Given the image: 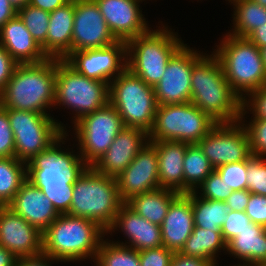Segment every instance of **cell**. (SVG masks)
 Instances as JSON below:
<instances>
[{
  "label": "cell",
  "mask_w": 266,
  "mask_h": 266,
  "mask_svg": "<svg viewBox=\"0 0 266 266\" xmlns=\"http://www.w3.org/2000/svg\"><path fill=\"white\" fill-rule=\"evenodd\" d=\"M119 230L128 240L125 243L120 240L113 242L137 251L158 248L163 245L160 225L149 222L126 203L122 205L113 224L107 229L106 236Z\"/></svg>",
  "instance_id": "44dd1931"
},
{
  "label": "cell",
  "mask_w": 266,
  "mask_h": 266,
  "mask_svg": "<svg viewBox=\"0 0 266 266\" xmlns=\"http://www.w3.org/2000/svg\"><path fill=\"white\" fill-rule=\"evenodd\" d=\"M0 44L18 64L40 63L48 59L18 15L1 27Z\"/></svg>",
  "instance_id": "cb8c5ba5"
},
{
  "label": "cell",
  "mask_w": 266,
  "mask_h": 266,
  "mask_svg": "<svg viewBox=\"0 0 266 266\" xmlns=\"http://www.w3.org/2000/svg\"><path fill=\"white\" fill-rule=\"evenodd\" d=\"M106 230L97 222L60 214L43 232L42 253L57 262L95 260Z\"/></svg>",
  "instance_id": "3957f363"
},
{
  "label": "cell",
  "mask_w": 266,
  "mask_h": 266,
  "mask_svg": "<svg viewBox=\"0 0 266 266\" xmlns=\"http://www.w3.org/2000/svg\"><path fill=\"white\" fill-rule=\"evenodd\" d=\"M17 15L23 21L32 37L42 47L46 54V36L48 32L50 13L40 8L27 4L17 11Z\"/></svg>",
  "instance_id": "e575fe53"
},
{
  "label": "cell",
  "mask_w": 266,
  "mask_h": 266,
  "mask_svg": "<svg viewBox=\"0 0 266 266\" xmlns=\"http://www.w3.org/2000/svg\"><path fill=\"white\" fill-rule=\"evenodd\" d=\"M158 27V29H157ZM184 44L168 26H156L126 42V68L154 87L162 78L172 55Z\"/></svg>",
  "instance_id": "52a82bcc"
},
{
  "label": "cell",
  "mask_w": 266,
  "mask_h": 266,
  "mask_svg": "<svg viewBox=\"0 0 266 266\" xmlns=\"http://www.w3.org/2000/svg\"><path fill=\"white\" fill-rule=\"evenodd\" d=\"M68 1L69 0H29L28 4L50 13L58 7L63 6Z\"/></svg>",
  "instance_id": "681fc988"
},
{
  "label": "cell",
  "mask_w": 266,
  "mask_h": 266,
  "mask_svg": "<svg viewBox=\"0 0 266 266\" xmlns=\"http://www.w3.org/2000/svg\"><path fill=\"white\" fill-rule=\"evenodd\" d=\"M232 90L243 100L249 93L266 86V70L261 50L248 38L223 35L213 49Z\"/></svg>",
  "instance_id": "5b68a950"
},
{
  "label": "cell",
  "mask_w": 266,
  "mask_h": 266,
  "mask_svg": "<svg viewBox=\"0 0 266 266\" xmlns=\"http://www.w3.org/2000/svg\"><path fill=\"white\" fill-rule=\"evenodd\" d=\"M26 177V162L16 157H0V206H8Z\"/></svg>",
  "instance_id": "1f68e13d"
},
{
  "label": "cell",
  "mask_w": 266,
  "mask_h": 266,
  "mask_svg": "<svg viewBox=\"0 0 266 266\" xmlns=\"http://www.w3.org/2000/svg\"><path fill=\"white\" fill-rule=\"evenodd\" d=\"M250 198V192L247 189L244 190H234L227 197L225 203L228 208L233 211H245Z\"/></svg>",
  "instance_id": "bcb514c9"
},
{
  "label": "cell",
  "mask_w": 266,
  "mask_h": 266,
  "mask_svg": "<svg viewBox=\"0 0 266 266\" xmlns=\"http://www.w3.org/2000/svg\"><path fill=\"white\" fill-rule=\"evenodd\" d=\"M74 21V0L50 12L46 36V56L65 59L71 53Z\"/></svg>",
  "instance_id": "484cf974"
},
{
  "label": "cell",
  "mask_w": 266,
  "mask_h": 266,
  "mask_svg": "<svg viewBox=\"0 0 266 266\" xmlns=\"http://www.w3.org/2000/svg\"><path fill=\"white\" fill-rule=\"evenodd\" d=\"M197 144L214 169L251 156L248 135L240 121L217 123Z\"/></svg>",
  "instance_id": "5bb4252c"
},
{
  "label": "cell",
  "mask_w": 266,
  "mask_h": 266,
  "mask_svg": "<svg viewBox=\"0 0 266 266\" xmlns=\"http://www.w3.org/2000/svg\"><path fill=\"white\" fill-rule=\"evenodd\" d=\"M124 127L122 118L110 102L73 124L74 137L78 142L76 148L89 167L105 154Z\"/></svg>",
  "instance_id": "7c38bea8"
},
{
  "label": "cell",
  "mask_w": 266,
  "mask_h": 266,
  "mask_svg": "<svg viewBox=\"0 0 266 266\" xmlns=\"http://www.w3.org/2000/svg\"><path fill=\"white\" fill-rule=\"evenodd\" d=\"M15 142V157L23 162L46 150L66 129L50 114L26 110L5 109Z\"/></svg>",
  "instance_id": "8fae6325"
},
{
  "label": "cell",
  "mask_w": 266,
  "mask_h": 266,
  "mask_svg": "<svg viewBox=\"0 0 266 266\" xmlns=\"http://www.w3.org/2000/svg\"><path fill=\"white\" fill-rule=\"evenodd\" d=\"M247 167L248 159L245 161L224 164L217 167L215 170L219 173L225 184L234 191L247 189Z\"/></svg>",
  "instance_id": "f35d334b"
},
{
  "label": "cell",
  "mask_w": 266,
  "mask_h": 266,
  "mask_svg": "<svg viewBox=\"0 0 266 266\" xmlns=\"http://www.w3.org/2000/svg\"><path fill=\"white\" fill-rule=\"evenodd\" d=\"M94 1L105 18L109 30L118 41L127 42L151 29L140 7L144 0Z\"/></svg>",
  "instance_id": "ac0fdd59"
},
{
  "label": "cell",
  "mask_w": 266,
  "mask_h": 266,
  "mask_svg": "<svg viewBox=\"0 0 266 266\" xmlns=\"http://www.w3.org/2000/svg\"><path fill=\"white\" fill-rule=\"evenodd\" d=\"M18 63L0 44V93L4 90L5 85L10 80Z\"/></svg>",
  "instance_id": "f6af8a7d"
},
{
  "label": "cell",
  "mask_w": 266,
  "mask_h": 266,
  "mask_svg": "<svg viewBox=\"0 0 266 266\" xmlns=\"http://www.w3.org/2000/svg\"><path fill=\"white\" fill-rule=\"evenodd\" d=\"M29 0H9L10 4L18 11L28 4Z\"/></svg>",
  "instance_id": "db71d44e"
},
{
  "label": "cell",
  "mask_w": 266,
  "mask_h": 266,
  "mask_svg": "<svg viewBox=\"0 0 266 266\" xmlns=\"http://www.w3.org/2000/svg\"><path fill=\"white\" fill-rule=\"evenodd\" d=\"M174 252L165 246L139 251L141 266H170Z\"/></svg>",
  "instance_id": "7bdbcfd3"
},
{
  "label": "cell",
  "mask_w": 266,
  "mask_h": 266,
  "mask_svg": "<svg viewBox=\"0 0 266 266\" xmlns=\"http://www.w3.org/2000/svg\"><path fill=\"white\" fill-rule=\"evenodd\" d=\"M194 192L204 199L225 201L232 193V190L225 184L224 180L221 179L219 173L214 170Z\"/></svg>",
  "instance_id": "74e56055"
},
{
  "label": "cell",
  "mask_w": 266,
  "mask_h": 266,
  "mask_svg": "<svg viewBox=\"0 0 266 266\" xmlns=\"http://www.w3.org/2000/svg\"><path fill=\"white\" fill-rule=\"evenodd\" d=\"M123 204L116 178L88 167L74 182L67 214L93 220L107 231Z\"/></svg>",
  "instance_id": "8992f818"
},
{
  "label": "cell",
  "mask_w": 266,
  "mask_h": 266,
  "mask_svg": "<svg viewBox=\"0 0 266 266\" xmlns=\"http://www.w3.org/2000/svg\"><path fill=\"white\" fill-rule=\"evenodd\" d=\"M17 259L10 250L0 245V266H15Z\"/></svg>",
  "instance_id": "f5cc1de1"
},
{
  "label": "cell",
  "mask_w": 266,
  "mask_h": 266,
  "mask_svg": "<svg viewBox=\"0 0 266 266\" xmlns=\"http://www.w3.org/2000/svg\"><path fill=\"white\" fill-rule=\"evenodd\" d=\"M178 194V192L171 189L158 188L136 195L128 200L126 204L149 222L161 225L172 200Z\"/></svg>",
  "instance_id": "83f0119b"
},
{
  "label": "cell",
  "mask_w": 266,
  "mask_h": 266,
  "mask_svg": "<svg viewBox=\"0 0 266 266\" xmlns=\"http://www.w3.org/2000/svg\"><path fill=\"white\" fill-rule=\"evenodd\" d=\"M43 233L8 206H0V245L17 258L42 253Z\"/></svg>",
  "instance_id": "d6986e66"
},
{
  "label": "cell",
  "mask_w": 266,
  "mask_h": 266,
  "mask_svg": "<svg viewBox=\"0 0 266 266\" xmlns=\"http://www.w3.org/2000/svg\"><path fill=\"white\" fill-rule=\"evenodd\" d=\"M116 180L124 203L136 195L160 188L156 148L147 143Z\"/></svg>",
  "instance_id": "e0dca14e"
},
{
  "label": "cell",
  "mask_w": 266,
  "mask_h": 266,
  "mask_svg": "<svg viewBox=\"0 0 266 266\" xmlns=\"http://www.w3.org/2000/svg\"><path fill=\"white\" fill-rule=\"evenodd\" d=\"M256 266H266V264H260V265H256Z\"/></svg>",
  "instance_id": "680465c9"
},
{
  "label": "cell",
  "mask_w": 266,
  "mask_h": 266,
  "mask_svg": "<svg viewBox=\"0 0 266 266\" xmlns=\"http://www.w3.org/2000/svg\"><path fill=\"white\" fill-rule=\"evenodd\" d=\"M0 157H15V142L7 111L0 106Z\"/></svg>",
  "instance_id": "b9f144b4"
},
{
  "label": "cell",
  "mask_w": 266,
  "mask_h": 266,
  "mask_svg": "<svg viewBox=\"0 0 266 266\" xmlns=\"http://www.w3.org/2000/svg\"><path fill=\"white\" fill-rule=\"evenodd\" d=\"M251 223L252 221L244 211L230 210L221 228L222 237L226 244L240 234L241 231L248 228Z\"/></svg>",
  "instance_id": "ab89813d"
},
{
  "label": "cell",
  "mask_w": 266,
  "mask_h": 266,
  "mask_svg": "<svg viewBox=\"0 0 266 266\" xmlns=\"http://www.w3.org/2000/svg\"><path fill=\"white\" fill-rule=\"evenodd\" d=\"M94 266H141L139 251L104 238L97 251Z\"/></svg>",
  "instance_id": "836d02e7"
},
{
  "label": "cell",
  "mask_w": 266,
  "mask_h": 266,
  "mask_svg": "<svg viewBox=\"0 0 266 266\" xmlns=\"http://www.w3.org/2000/svg\"><path fill=\"white\" fill-rule=\"evenodd\" d=\"M252 114L253 118L266 120V86L249 93L242 100L241 115Z\"/></svg>",
  "instance_id": "60d3db41"
},
{
  "label": "cell",
  "mask_w": 266,
  "mask_h": 266,
  "mask_svg": "<svg viewBox=\"0 0 266 266\" xmlns=\"http://www.w3.org/2000/svg\"><path fill=\"white\" fill-rule=\"evenodd\" d=\"M245 118V115H240L239 121L248 135L251 155L266 158V120L251 117L247 121Z\"/></svg>",
  "instance_id": "d590c367"
},
{
  "label": "cell",
  "mask_w": 266,
  "mask_h": 266,
  "mask_svg": "<svg viewBox=\"0 0 266 266\" xmlns=\"http://www.w3.org/2000/svg\"><path fill=\"white\" fill-rule=\"evenodd\" d=\"M194 226L213 232H221L230 209L225 201L209 200L192 191Z\"/></svg>",
  "instance_id": "4dcf8cb0"
},
{
  "label": "cell",
  "mask_w": 266,
  "mask_h": 266,
  "mask_svg": "<svg viewBox=\"0 0 266 266\" xmlns=\"http://www.w3.org/2000/svg\"><path fill=\"white\" fill-rule=\"evenodd\" d=\"M84 76L108 84L126 68V42L100 48L71 52L64 59Z\"/></svg>",
  "instance_id": "2e32d148"
},
{
  "label": "cell",
  "mask_w": 266,
  "mask_h": 266,
  "mask_svg": "<svg viewBox=\"0 0 266 266\" xmlns=\"http://www.w3.org/2000/svg\"><path fill=\"white\" fill-rule=\"evenodd\" d=\"M233 4V27L228 34L247 38L258 26L266 23V8L253 0H226Z\"/></svg>",
  "instance_id": "f546056e"
},
{
  "label": "cell",
  "mask_w": 266,
  "mask_h": 266,
  "mask_svg": "<svg viewBox=\"0 0 266 266\" xmlns=\"http://www.w3.org/2000/svg\"><path fill=\"white\" fill-rule=\"evenodd\" d=\"M147 143L149 138L145 130L125 126L92 168L98 173L116 178Z\"/></svg>",
  "instance_id": "ffe728a7"
},
{
  "label": "cell",
  "mask_w": 266,
  "mask_h": 266,
  "mask_svg": "<svg viewBox=\"0 0 266 266\" xmlns=\"http://www.w3.org/2000/svg\"><path fill=\"white\" fill-rule=\"evenodd\" d=\"M247 38L260 49L266 46V23L258 26Z\"/></svg>",
  "instance_id": "816d5d0a"
},
{
  "label": "cell",
  "mask_w": 266,
  "mask_h": 266,
  "mask_svg": "<svg viewBox=\"0 0 266 266\" xmlns=\"http://www.w3.org/2000/svg\"><path fill=\"white\" fill-rule=\"evenodd\" d=\"M56 59L18 64L0 93V106L51 114L55 103ZM49 110V111H47Z\"/></svg>",
  "instance_id": "277c9868"
},
{
  "label": "cell",
  "mask_w": 266,
  "mask_h": 266,
  "mask_svg": "<svg viewBox=\"0 0 266 266\" xmlns=\"http://www.w3.org/2000/svg\"><path fill=\"white\" fill-rule=\"evenodd\" d=\"M8 207L42 233L60 215L52 201L27 179Z\"/></svg>",
  "instance_id": "7402d4cb"
},
{
  "label": "cell",
  "mask_w": 266,
  "mask_h": 266,
  "mask_svg": "<svg viewBox=\"0 0 266 266\" xmlns=\"http://www.w3.org/2000/svg\"><path fill=\"white\" fill-rule=\"evenodd\" d=\"M226 251L240 260L239 265L266 264V227L252 222L226 244Z\"/></svg>",
  "instance_id": "4316f807"
},
{
  "label": "cell",
  "mask_w": 266,
  "mask_h": 266,
  "mask_svg": "<svg viewBox=\"0 0 266 266\" xmlns=\"http://www.w3.org/2000/svg\"><path fill=\"white\" fill-rule=\"evenodd\" d=\"M223 251L226 253V242L221 232H213L194 226L192 234L186 240L180 253L203 258L214 265L218 264V253Z\"/></svg>",
  "instance_id": "f1b7e54d"
},
{
  "label": "cell",
  "mask_w": 266,
  "mask_h": 266,
  "mask_svg": "<svg viewBox=\"0 0 266 266\" xmlns=\"http://www.w3.org/2000/svg\"><path fill=\"white\" fill-rule=\"evenodd\" d=\"M109 102V84L84 76L64 59H56L55 103L71 109L74 124L82 116L102 108ZM58 106V107H56ZM74 118V119H73Z\"/></svg>",
  "instance_id": "9c48e42d"
},
{
  "label": "cell",
  "mask_w": 266,
  "mask_h": 266,
  "mask_svg": "<svg viewBox=\"0 0 266 266\" xmlns=\"http://www.w3.org/2000/svg\"><path fill=\"white\" fill-rule=\"evenodd\" d=\"M170 266H213V264L200 257L174 252Z\"/></svg>",
  "instance_id": "7dc6e473"
},
{
  "label": "cell",
  "mask_w": 266,
  "mask_h": 266,
  "mask_svg": "<svg viewBox=\"0 0 266 266\" xmlns=\"http://www.w3.org/2000/svg\"><path fill=\"white\" fill-rule=\"evenodd\" d=\"M158 155L160 188L184 193L183 160L188 143L178 141H149Z\"/></svg>",
  "instance_id": "d4e9b609"
},
{
  "label": "cell",
  "mask_w": 266,
  "mask_h": 266,
  "mask_svg": "<svg viewBox=\"0 0 266 266\" xmlns=\"http://www.w3.org/2000/svg\"><path fill=\"white\" fill-rule=\"evenodd\" d=\"M204 54L183 44L172 55L161 80L154 86L158 105L191 102L192 68Z\"/></svg>",
  "instance_id": "4fadbf2b"
},
{
  "label": "cell",
  "mask_w": 266,
  "mask_h": 266,
  "mask_svg": "<svg viewBox=\"0 0 266 266\" xmlns=\"http://www.w3.org/2000/svg\"><path fill=\"white\" fill-rule=\"evenodd\" d=\"M213 266H217V264H214ZM234 266H248V265H242V264L241 265H238L237 264V265H234Z\"/></svg>",
  "instance_id": "6f0895ef"
},
{
  "label": "cell",
  "mask_w": 266,
  "mask_h": 266,
  "mask_svg": "<svg viewBox=\"0 0 266 266\" xmlns=\"http://www.w3.org/2000/svg\"><path fill=\"white\" fill-rule=\"evenodd\" d=\"M118 42L94 0H74L71 52L100 49Z\"/></svg>",
  "instance_id": "9a60e30c"
},
{
  "label": "cell",
  "mask_w": 266,
  "mask_h": 266,
  "mask_svg": "<svg viewBox=\"0 0 266 266\" xmlns=\"http://www.w3.org/2000/svg\"><path fill=\"white\" fill-rule=\"evenodd\" d=\"M260 50H261V55H262V59L264 61L265 70H266V46H264Z\"/></svg>",
  "instance_id": "11a10c76"
},
{
  "label": "cell",
  "mask_w": 266,
  "mask_h": 266,
  "mask_svg": "<svg viewBox=\"0 0 266 266\" xmlns=\"http://www.w3.org/2000/svg\"><path fill=\"white\" fill-rule=\"evenodd\" d=\"M244 212L253 223L266 227V196L250 192V198Z\"/></svg>",
  "instance_id": "ee69618b"
},
{
  "label": "cell",
  "mask_w": 266,
  "mask_h": 266,
  "mask_svg": "<svg viewBox=\"0 0 266 266\" xmlns=\"http://www.w3.org/2000/svg\"><path fill=\"white\" fill-rule=\"evenodd\" d=\"M17 15V10L10 4L9 0H0V29L10 19Z\"/></svg>",
  "instance_id": "f907efd6"
},
{
  "label": "cell",
  "mask_w": 266,
  "mask_h": 266,
  "mask_svg": "<svg viewBox=\"0 0 266 266\" xmlns=\"http://www.w3.org/2000/svg\"><path fill=\"white\" fill-rule=\"evenodd\" d=\"M109 102L118 111L126 127L152 129L157 111L154 87L125 68L109 83Z\"/></svg>",
  "instance_id": "ba28073f"
},
{
  "label": "cell",
  "mask_w": 266,
  "mask_h": 266,
  "mask_svg": "<svg viewBox=\"0 0 266 266\" xmlns=\"http://www.w3.org/2000/svg\"><path fill=\"white\" fill-rule=\"evenodd\" d=\"M67 136L65 131L46 150L26 163L27 180L52 201L59 214L69 212L74 182L89 167L78 151L64 147L69 140Z\"/></svg>",
  "instance_id": "6da1fadb"
},
{
  "label": "cell",
  "mask_w": 266,
  "mask_h": 266,
  "mask_svg": "<svg viewBox=\"0 0 266 266\" xmlns=\"http://www.w3.org/2000/svg\"><path fill=\"white\" fill-rule=\"evenodd\" d=\"M160 227L163 246L180 252L194 229L192 192L179 193L172 200Z\"/></svg>",
  "instance_id": "603a6c76"
},
{
  "label": "cell",
  "mask_w": 266,
  "mask_h": 266,
  "mask_svg": "<svg viewBox=\"0 0 266 266\" xmlns=\"http://www.w3.org/2000/svg\"><path fill=\"white\" fill-rule=\"evenodd\" d=\"M214 167L198 144H189L183 160L184 193L195 191Z\"/></svg>",
  "instance_id": "d6a6232c"
},
{
  "label": "cell",
  "mask_w": 266,
  "mask_h": 266,
  "mask_svg": "<svg viewBox=\"0 0 266 266\" xmlns=\"http://www.w3.org/2000/svg\"><path fill=\"white\" fill-rule=\"evenodd\" d=\"M253 1L257 2L258 4L266 8V0H253Z\"/></svg>",
  "instance_id": "9f6ffc18"
},
{
  "label": "cell",
  "mask_w": 266,
  "mask_h": 266,
  "mask_svg": "<svg viewBox=\"0 0 266 266\" xmlns=\"http://www.w3.org/2000/svg\"><path fill=\"white\" fill-rule=\"evenodd\" d=\"M191 103L217 123L239 121L242 100L232 90L221 62L213 52L205 53L193 65Z\"/></svg>",
  "instance_id": "7a4b0ae2"
},
{
  "label": "cell",
  "mask_w": 266,
  "mask_h": 266,
  "mask_svg": "<svg viewBox=\"0 0 266 266\" xmlns=\"http://www.w3.org/2000/svg\"><path fill=\"white\" fill-rule=\"evenodd\" d=\"M217 124L191 102L158 105L149 141L197 144Z\"/></svg>",
  "instance_id": "30bf717a"
},
{
  "label": "cell",
  "mask_w": 266,
  "mask_h": 266,
  "mask_svg": "<svg viewBox=\"0 0 266 266\" xmlns=\"http://www.w3.org/2000/svg\"><path fill=\"white\" fill-rule=\"evenodd\" d=\"M59 263L48 255L41 253L36 256L20 257L17 259L15 266H52L51 264Z\"/></svg>",
  "instance_id": "c3c4849f"
},
{
  "label": "cell",
  "mask_w": 266,
  "mask_h": 266,
  "mask_svg": "<svg viewBox=\"0 0 266 266\" xmlns=\"http://www.w3.org/2000/svg\"><path fill=\"white\" fill-rule=\"evenodd\" d=\"M246 177L249 192L266 196V158L251 155Z\"/></svg>",
  "instance_id": "8d00e7d4"
}]
</instances>
